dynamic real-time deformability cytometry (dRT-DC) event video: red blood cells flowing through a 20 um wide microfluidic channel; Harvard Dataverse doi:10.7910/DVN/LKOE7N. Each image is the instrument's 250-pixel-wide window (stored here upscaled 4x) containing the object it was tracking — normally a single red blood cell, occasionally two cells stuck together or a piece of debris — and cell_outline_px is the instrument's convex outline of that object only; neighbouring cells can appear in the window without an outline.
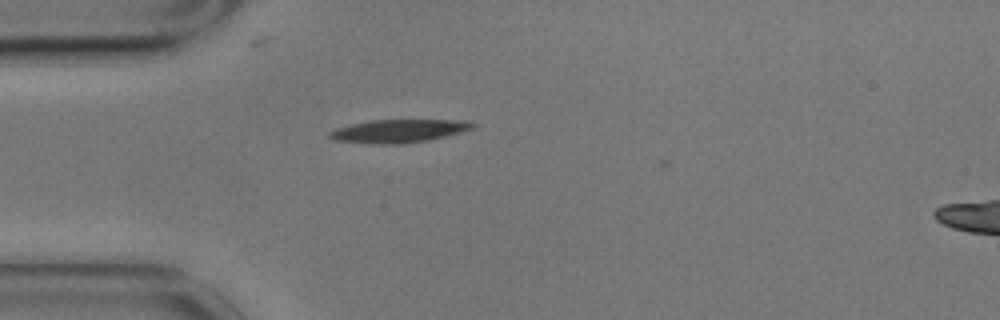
{"species": "common noctule bat (a hibernating species)", "species_latin": "Nyctalus noctula", "temperature_condition": "cold", "stored_images_in_passage": 9, "camera_frame_rate_fps": 3000, "um_per_image_px": 0.085, "animal": {"sex": "male", "body_mass_g": 17.9}, "frame": {"image": 1, "passage_image": 5, "time_ms": 1.333, "image_size_px": [1000, 320], "cell_outline_px": [[476, 124], [472, 128], [460, 132], [428, 140], [404, 144], [372, 144], [336, 140], [328, 136], [328, 132], [336, 128], [352, 124], [372, 120], [468, 120]], "centroid_in_image_um": [33.88, 11.13], "position_along_channel_um": 51.1, "area_um2": 19.19}}